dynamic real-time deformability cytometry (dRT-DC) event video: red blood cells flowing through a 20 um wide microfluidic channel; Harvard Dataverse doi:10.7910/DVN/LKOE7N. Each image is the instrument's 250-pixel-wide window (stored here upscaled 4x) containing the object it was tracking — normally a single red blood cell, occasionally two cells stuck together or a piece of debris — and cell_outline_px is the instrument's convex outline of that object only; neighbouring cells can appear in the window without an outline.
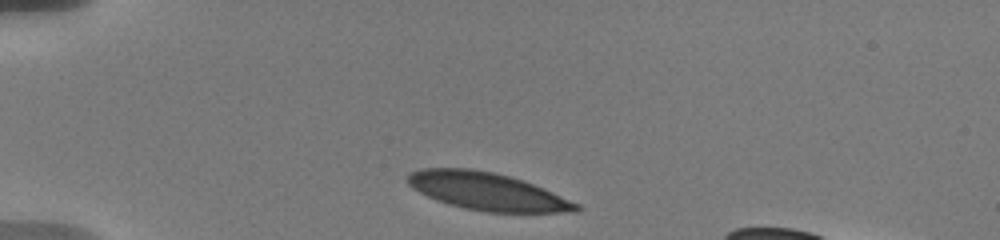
{"species": "human", "species_latin": "Homo sapiens", "temperature_condition": "warm", "stored_images_in_passage": 2, "camera_frame_rate_fps": 3000, "um_per_image_px": 0.085, "donor": {"sex": "male"}, "frame": {"image": 1, "passage_image": 1, "time_ms": 0.0, "image_size_px": [1000, 240], "cell_outline_px": [[580, 212], [488, 212], [464, 208], [448, 204], [436, 200], [412, 188], [408, 184], [408, 176], [412, 172], [420, 168], [472, 168], [496, 172], [544, 188], [580, 204]], "centroid_in_image_um": [41.42, 16.27], "position_along_channel_um": 43.6, "area_um2": 36.82}}